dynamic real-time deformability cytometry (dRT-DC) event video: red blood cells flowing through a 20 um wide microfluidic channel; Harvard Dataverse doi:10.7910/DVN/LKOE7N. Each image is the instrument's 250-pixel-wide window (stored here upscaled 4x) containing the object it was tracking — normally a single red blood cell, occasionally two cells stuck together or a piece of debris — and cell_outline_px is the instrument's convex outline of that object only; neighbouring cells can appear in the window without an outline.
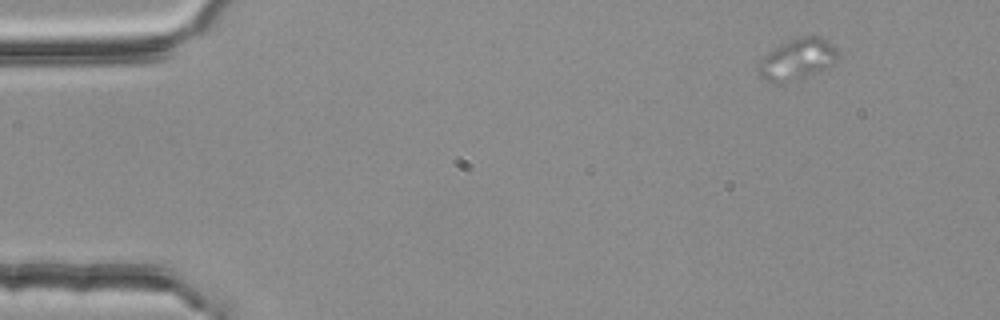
{"species": "common noctule bat (a hibernating species)", "species_latin": "Nyctalus noctula", "temperature_condition": "room temperature", "stored_images_in_passage": 3, "camera_frame_rate_fps": 3000, "um_per_image_px": 0.085, "animal": {"sex": "female", "body_mass_g": 25.1}, "frame": {"image": 1, "passage_image": 1, "time_ms": 0.0, "image_size_px": [1000, 320], "cell_outline_px": [[840, 52], [836, 60], [832, 64], [800, 76], [784, 80], [764, 80], [760, 72], [760, 60], [768, 52], [780, 44], [796, 36], [816, 36], [828, 40]], "centroid_in_image_um": [67.8, 4.92], "position_along_channel_um": 17.2, "area_um2": 17.86}}